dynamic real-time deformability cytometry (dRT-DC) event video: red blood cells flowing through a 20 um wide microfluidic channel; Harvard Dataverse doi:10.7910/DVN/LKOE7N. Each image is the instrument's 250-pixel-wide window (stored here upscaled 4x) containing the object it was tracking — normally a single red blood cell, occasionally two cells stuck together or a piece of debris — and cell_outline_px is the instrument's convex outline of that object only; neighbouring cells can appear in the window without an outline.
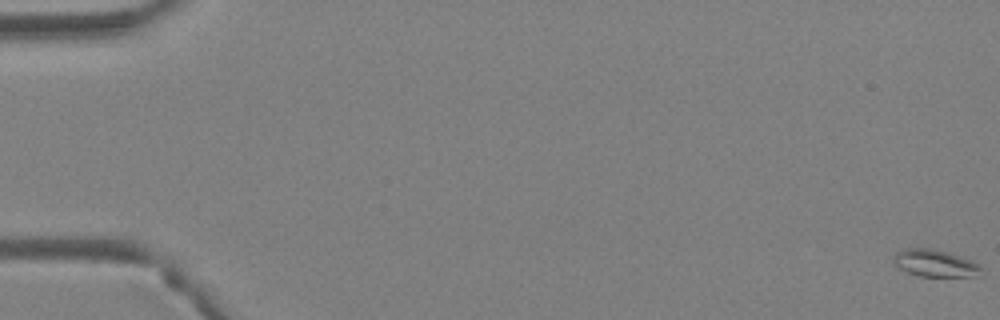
{"species": "Egyptian fruit bat (a non-hibernating species)", "species_latin": "Rousettus aegyptiacus", "temperature_condition": "warm", "stored_images_in_passage": 4, "segment_of_instrument_passage": [2, 2], "camera_frame_rate_fps": 3000, "um_per_image_px": 0.085, "animal": {"sex": "female"}, "frame": {"image": 1, "passage_image": 4, "time_ms": 1.0, "image_size_px": [1000, 320], "cell_outline_px": [[984, 276], [920, 276], [908, 272], [900, 268], [892, 260], [896, 252], [904, 248], [932, 248], [948, 252], [972, 260], [980, 264]], "centroid_in_image_um": [79.53, 22.37], "position_along_channel_um": 5.5, "area_um2": 13.99}}